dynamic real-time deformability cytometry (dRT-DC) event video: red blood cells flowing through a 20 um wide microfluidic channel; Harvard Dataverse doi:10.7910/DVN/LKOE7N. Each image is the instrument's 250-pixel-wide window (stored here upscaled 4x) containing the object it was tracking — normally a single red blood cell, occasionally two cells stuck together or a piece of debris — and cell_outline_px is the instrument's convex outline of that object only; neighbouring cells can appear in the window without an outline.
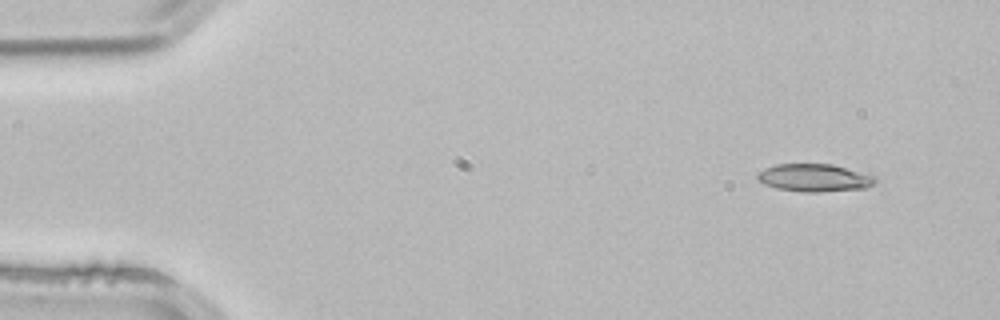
{"species": "common noctule bat (a hibernating species)", "species_latin": "Nyctalus noctula", "temperature_condition": "room temperature", "stored_images_in_passage": 2, "camera_frame_rate_fps": 3000, "um_per_image_px": 0.085, "animal": {"sex": "male", "body_mass_g": 21.5, "forearm_length_mm": 52.0}, "frame": {"image": 1, "passage_image": 2, "time_ms": 0.333, "image_size_px": [1000, 320], "cell_outline_px": [[880, 180], [876, 184], [868, 188], [820, 192], [804, 192], [776, 188], [764, 184], [756, 180], [756, 172], [764, 168], [776, 164], [832, 164], [876, 176]], "centroid_in_image_um": [69.24, 15.12], "position_along_channel_um": 15.8, "area_um2": 19.42}}